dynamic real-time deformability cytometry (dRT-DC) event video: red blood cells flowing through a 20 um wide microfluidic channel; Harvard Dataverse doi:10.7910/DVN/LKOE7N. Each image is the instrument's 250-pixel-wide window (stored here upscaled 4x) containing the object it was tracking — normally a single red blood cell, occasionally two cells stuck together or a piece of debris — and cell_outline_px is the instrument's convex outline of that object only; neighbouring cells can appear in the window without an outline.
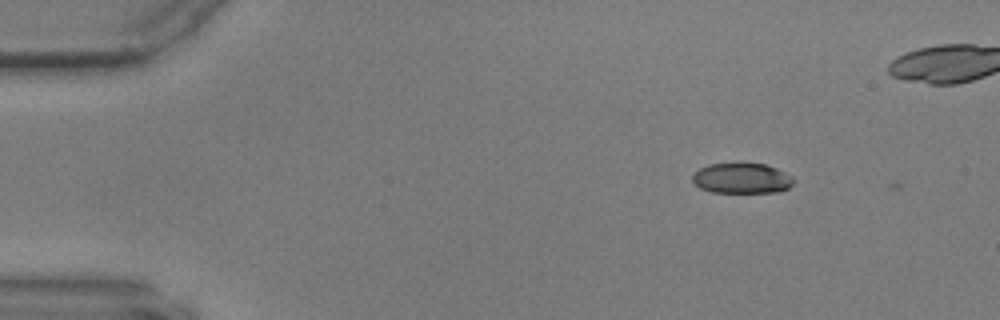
{"species": "common noctule bat (a hibernating species)", "species_latin": "Nyctalus noctula", "temperature_condition": "warm", "stored_images_in_passage": 3, "camera_frame_rate_fps": 3000, "um_per_image_px": 0.085, "animal": {"sex": "male", "body_mass_g": 17.9, "forearm_length_mm": 54.2}, "frame": {"image": 1, "passage_image": 1, "time_ms": 0.0, "image_size_px": [1000, 320], "cell_outline_px": [[792, 184], [788, 188], [776, 192], [712, 192], [700, 188], [692, 180], [692, 176], [700, 168], [708, 164], [764, 164], [776, 168], [792, 176]], "centroid_in_image_um": [63.04, 15.16], "position_along_channel_um": 22.0, "area_um2": 17.57}}